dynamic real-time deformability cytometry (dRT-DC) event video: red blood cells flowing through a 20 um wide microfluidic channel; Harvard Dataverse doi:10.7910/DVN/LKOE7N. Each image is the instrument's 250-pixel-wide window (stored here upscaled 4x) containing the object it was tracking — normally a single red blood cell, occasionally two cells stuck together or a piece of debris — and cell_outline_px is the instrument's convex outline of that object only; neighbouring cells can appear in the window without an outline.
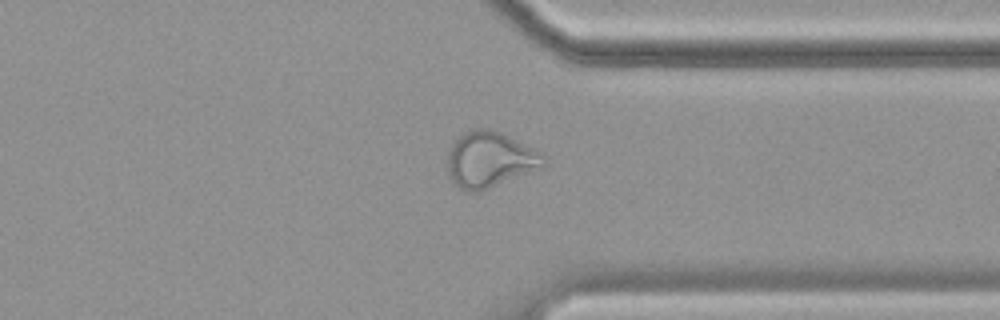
{"species": "common noctule bat (a hibernating species)", "species_latin": "Nyctalus noctula", "temperature_condition": "cold", "stored_images_in_passage": 48, "camera_frame_rate_fps": 3000, "um_per_image_px": 0.085, "animal": {"sex": "female", "body_mass_g": 19.9}, "frame": {"image": 1, "passage_image": 35, "time_ms": 11.333, "image_size_px": [1000, 320], "cell_outline_px": [[548, 164], [544, 168], [480, 192], [468, 192], [460, 188], [448, 176], [448, 152], [452, 140], [464, 132], [476, 128], [488, 128], [500, 132], [532, 148]], "centroid_in_image_um": [41.6, 13.58], "position_along_channel_um": 369.8, "area_um2": 31.39}}
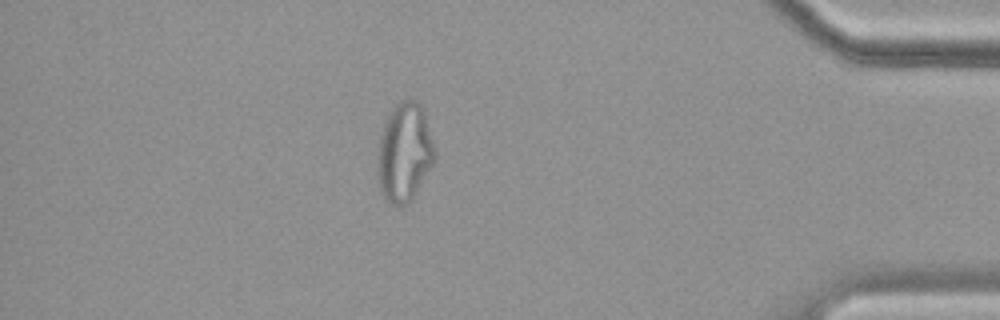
{"frame": {"image": 2, "passage_image": 41, "time_ms": 13.333, "image_size_px": [1000, 320], "cell_outline_px": [[432, 164], [412, 200], [408, 204], [400, 208], [396, 208], [380, 192], [376, 156], [380, 136], [384, 124], [392, 108], [400, 100], [416, 100], [420, 104], [424, 112], [432, 140]], "centroid_in_image_um": [34.33, 12.99], "position_along_channel_um": 400.9, "area_um2": 32.6}, "authors_computed_cell_mechanics": {"area_um2": 28.4087, "velocity_mm_per_s": 3.4954, "shape_relaxation_time_tau1_ms": null, "shape_relaxation_time_tau2_ms": 1.1303, "deformation_change_tau1": null, "deformation_change_tau2": 0.0793}}